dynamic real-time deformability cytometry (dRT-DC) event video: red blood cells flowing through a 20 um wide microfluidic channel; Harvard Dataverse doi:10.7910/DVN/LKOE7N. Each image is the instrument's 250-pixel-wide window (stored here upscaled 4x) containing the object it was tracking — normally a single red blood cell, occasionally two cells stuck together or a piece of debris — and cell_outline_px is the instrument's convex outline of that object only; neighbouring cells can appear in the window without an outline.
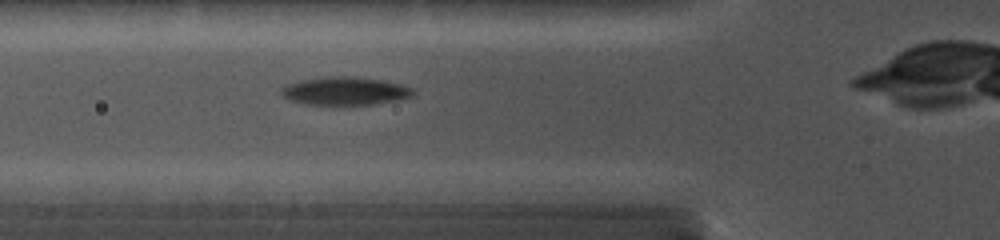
{"species": "common noctule bat (a hibernating species)", "species_latin": "Nyctalus noctula", "temperature_condition": "cold", "stored_images_in_passage": 7, "camera_frame_rate_fps": 5000, "um_per_image_px": 0.085, "animal": {"sex": "female", "body_mass_g": 19.0, "forearm_length_mm": 56.7}, "frame": {"image": 1, "passage_image": 3, "time_ms": 1.6, "image_size_px": [1000, 240], "cell_outline_px": [[416, 92], [412, 96], [400, 100], [372, 104], [340, 108], [304, 104], [288, 100], [280, 96], [280, 88], [284, 84], [300, 80], [324, 76], [352, 76], [380, 80], [400, 84], [412, 88]], "centroid_in_image_um": [29.24, 7.78], "position_along_channel_um": 96.6, "area_um2": 22.83}}
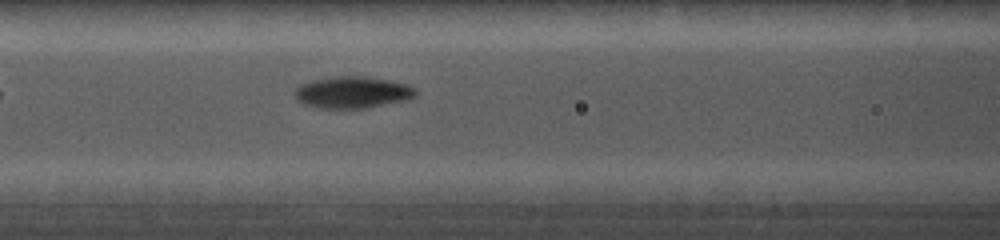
{"frame": {"image": 2, "passage_image": 5, "time_ms": 2.6, "image_size_px": [1000, 240], "cell_outline_px": [[416, 96], [408, 100], [368, 108], [316, 108], [304, 104], [296, 100], [292, 92], [300, 84], [312, 80], [336, 76], [364, 76], [388, 80], [408, 84], [416, 88]], "centroid_in_image_um": [29.95, 7.85], "position_along_channel_um": 136.6, "area_um2": 22.72}}
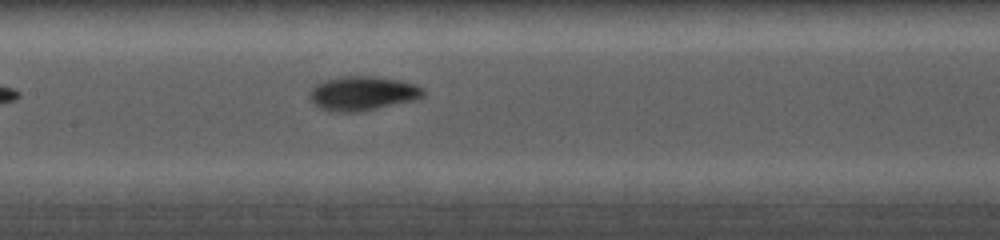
{"frame": {"image": 3, "passage_image": 7, "time_ms": 3.6, "image_size_px": [1000, 240], "cell_outline_px": [[424, 96], [416, 100], [356, 112], [328, 112], [320, 108], [308, 96], [308, 92], [316, 84], [328, 80], [344, 76], [376, 76], [400, 80], [416, 84], [424, 88]], "centroid_in_image_um": [30.84, 7.94], "position_along_channel_um": 176.6, "area_um2": 22.72}}